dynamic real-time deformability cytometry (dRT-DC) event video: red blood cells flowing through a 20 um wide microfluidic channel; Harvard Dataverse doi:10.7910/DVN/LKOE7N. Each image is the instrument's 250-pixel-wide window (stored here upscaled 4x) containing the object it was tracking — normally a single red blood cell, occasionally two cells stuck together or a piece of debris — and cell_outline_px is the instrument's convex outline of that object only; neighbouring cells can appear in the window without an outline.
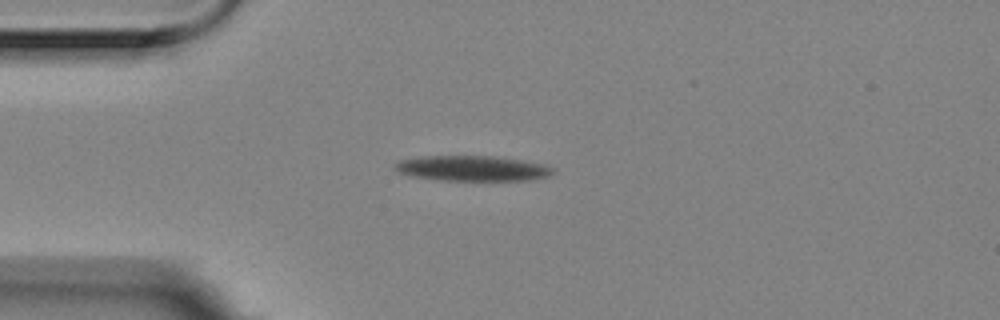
{"species": "Egyptian fruit bat (a non-hibernating species)", "species_latin": "Rousettus aegyptiacus", "temperature_condition": "room temperature", "stored_images_in_passage": 2, "camera_frame_rate_fps": 3000, "um_per_image_px": 0.085, "animal": {"sex": "female"}, "frame": {"image": 1, "passage_image": 1, "time_ms": 0.0, "image_size_px": [1000, 320], "cell_outline_px": [[552, 172], [548, 176], [528, 180], [440, 180], [408, 176], [396, 172], [392, 168], [392, 164], [400, 160], [424, 156], [492, 156], [520, 160], [544, 164], [552, 168]], "centroid_in_image_um": [40.03, 14.31], "position_along_channel_um": 45.0, "area_um2": 23.29}}